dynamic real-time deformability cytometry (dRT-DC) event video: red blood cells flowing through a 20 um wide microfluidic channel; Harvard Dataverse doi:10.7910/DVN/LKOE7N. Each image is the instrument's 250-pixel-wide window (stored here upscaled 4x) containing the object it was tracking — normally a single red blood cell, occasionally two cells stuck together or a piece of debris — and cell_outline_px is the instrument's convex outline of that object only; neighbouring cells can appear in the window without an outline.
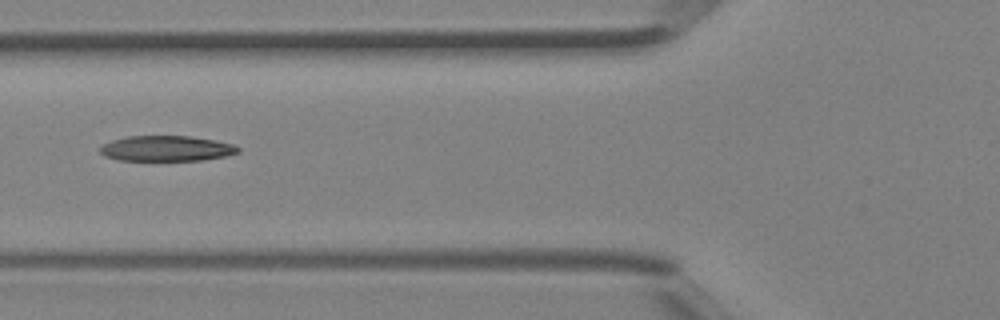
{"species": "Egyptian fruit bat (a non-hibernating species)", "species_latin": "Rousettus aegyptiacus", "temperature_condition": "room temperature", "stored_images_in_passage": 6, "camera_frame_rate_fps": 3000, "um_per_image_px": 0.085, "animal": {"sex": "female"}, "frame": {"image": 1, "passage_image": 6, "time_ms": 1.667, "image_size_px": [1000, 320], "cell_outline_px": [[240, 152], [224, 156], [200, 160], [116, 160], [104, 156], [100, 152], [100, 148], [104, 144], [112, 140], [128, 136], [188, 136], [216, 140], [232, 144], [240, 148]], "centroid_in_image_um": [14.14, 12.62], "position_along_channel_um": 111.7, "area_um2": 20.35}}